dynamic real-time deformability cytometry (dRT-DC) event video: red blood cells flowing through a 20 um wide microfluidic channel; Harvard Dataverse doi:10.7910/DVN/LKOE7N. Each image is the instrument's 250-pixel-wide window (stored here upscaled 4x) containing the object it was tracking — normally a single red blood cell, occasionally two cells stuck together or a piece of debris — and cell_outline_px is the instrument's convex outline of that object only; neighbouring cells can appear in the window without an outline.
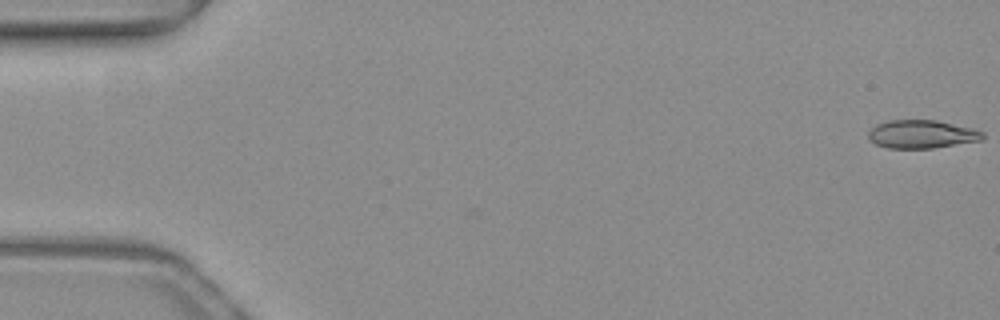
{"species": "common noctule bat (a hibernating species)", "species_latin": "Nyctalus noctula", "temperature_condition": "warm", "stored_images_in_passage": 4, "camera_frame_rate_fps": 3000, "um_per_image_px": 0.085, "animal": {"sex": "female", "body_mass_g": 19.3, "forearm_length_mm": 54.1}, "frame": {"image": 1, "passage_image": 4, "time_ms": 1.0, "image_size_px": [1000, 320], "cell_outline_px": [[984, 140], [932, 148], [888, 148], [876, 144], [868, 140], [868, 132], [876, 124], [888, 120], [936, 120], [972, 128], [984, 132]], "centroid_in_image_um": [78.34, 11.4], "position_along_channel_um": 6.7, "area_um2": 18.9}}